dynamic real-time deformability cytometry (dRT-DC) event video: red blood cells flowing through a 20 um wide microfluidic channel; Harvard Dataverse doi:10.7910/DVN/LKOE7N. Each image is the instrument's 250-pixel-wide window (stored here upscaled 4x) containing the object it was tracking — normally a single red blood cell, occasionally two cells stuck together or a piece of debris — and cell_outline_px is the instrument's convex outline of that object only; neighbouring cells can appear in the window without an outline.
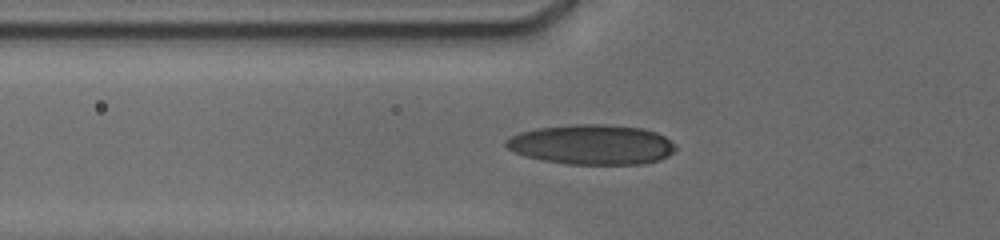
{"species": "human", "species_latin": "Homo sapiens", "temperature_condition": "cold", "stored_images_in_passage": 44, "camera_frame_rate_fps": 3000, "um_per_image_px": 0.085, "donor": {"sex": "male"}, "frame": {"image": 1, "passage_image": 4, "time_ms": 1.667, "image_size_px": [1000, 240], "cell_outline_px": [[676, 148], [668, 156], [660, 160], [644, 164], [568, 164], [544, 160], [524, 156], [512, 152], [504, 144], [504, 140], [520, 132], [536, 128], [572, 124], [604, 124], [640, 128], [656, 132], [664, 136], [676, 144]], "centroid_in_image_um": [50.29, 12.29], "position_along_channel_um": 75.5, "area_um2": 39.65}}
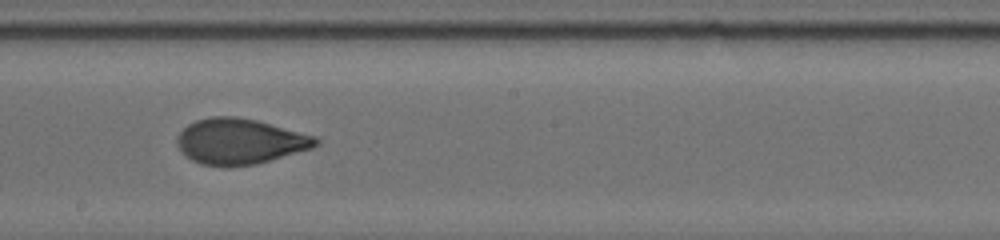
{"frame": {"image": 2, "passage_image": 18, "time_ms": 5.667, "image_size_px": [1000, 240], "cell_outline_px": [[320, 144], [312, 148], [256, 164], [228, 168], [200, 164], [192, 160], [180, 152], [176, 144], [176, 136], [188, 124], [196, 120], [212, 116], [236, 116], [256, 120], [316, 136], [320, 140]], "centroid_in_image_um": [20.36, 12.03], "position_along_channel_um": 227.8, "area_um2": 37.28}}
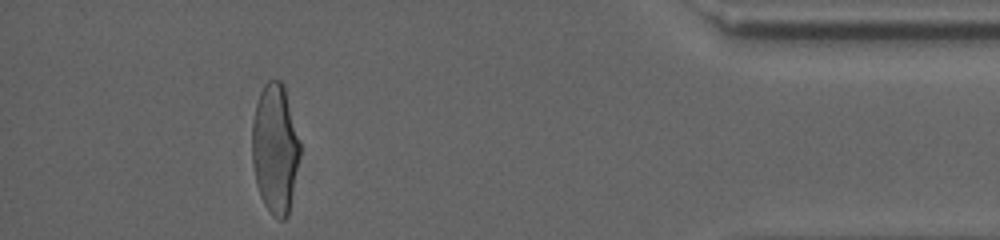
{"frame": {"image": 3, "passage_image": 38, "time_ms": 11.667, "image_size_px": [1000, 240], "cell_outline_px": [[300, 152], [288, 216], [284, 220], [280, 220], [272, 216], [264, 204], [260, 196], [256, 184], [252, 160], [252, 120], [256, 104], [260, 92], [264, 84], [268, 80], [280, 80], [284, 84], [300, 140]], "centroid_in_image_um": [23.37, 12.63], "position_along_channel_um": 411.8, "area_um2": 36.36}, "authors_computed_cell_mechanics": {"area_um2": 36.6741, "velocity_mm_per_s": 3.8065, "shape_relaxation_time_tau1_ms": 4.5119, "shape_relaxation_time_tau2_ms": 0.8904, "deformation_change_tau1": 0.168, "deformation_change_tau2": 0.0589}}